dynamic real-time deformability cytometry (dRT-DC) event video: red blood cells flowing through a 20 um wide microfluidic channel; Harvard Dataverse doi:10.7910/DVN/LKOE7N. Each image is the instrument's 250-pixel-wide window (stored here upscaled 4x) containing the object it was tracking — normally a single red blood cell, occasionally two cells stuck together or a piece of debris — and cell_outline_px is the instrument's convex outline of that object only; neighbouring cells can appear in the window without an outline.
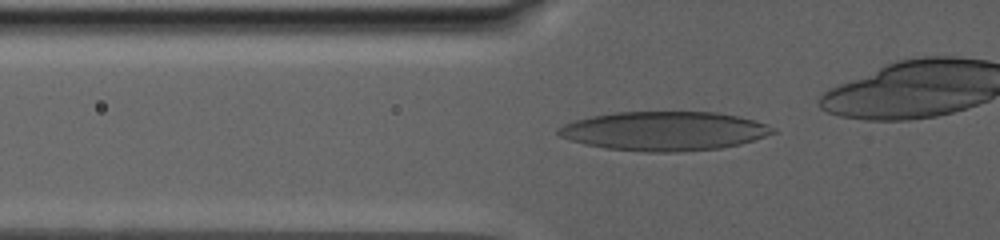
{"species": "human", "species_latin": "Homo sapiens", "temperature_condition": "warm", "stored_images_in_passage": 60, "camera_frame_rate_fps": 3000, "um_per_image_px": 0.085, "donor": {"sex": "male"}, "frame": {"image": 1, "passage_image": 24, "time_ms": 12.0, "image_size_px": [1000, 240], "cell_outline_px": [[776, 132], [740, 144], [720, 148], [676, 152], [648, 152], [604, 148], [584, 144], [560, 136], [556, 132], [556, 128], [564, 124], [576, 120], [592, 116], [616, 112], [716, 112], [736, 116], [752, 120], [776, 128]], "centroid_in_image_um": [56.42, 11.14], "position_along_channel_um": 69.4, "area_um2": 48.55}}
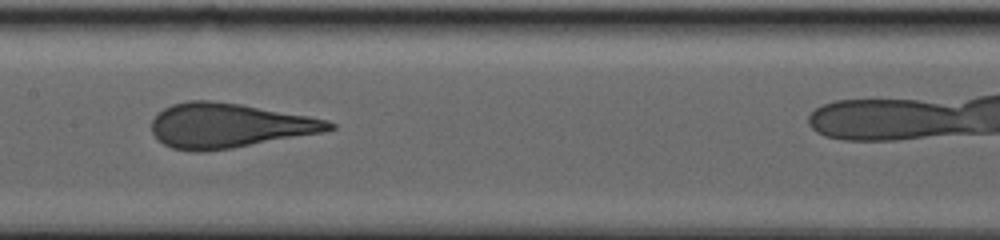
{"frame": {"image": 2, "passage_image": 41, "time_ms": 17.333, "image_size_px": [1000, 240], "cell_outline_px": [[336, 128], [324, 132], [232, 148], [204, 152], [192, 152], [172, 148], [164, 144], [152, 132], [152, 120], [164, 108], [172, 104], [188, 100], [212, 100], [240, 104], [308, 116], [328, 120], [336, 124]], "centroid_in_image_um": [19.46, 10.67], "position_along_channel_um": 187.9, "area_um2": 46.01}}
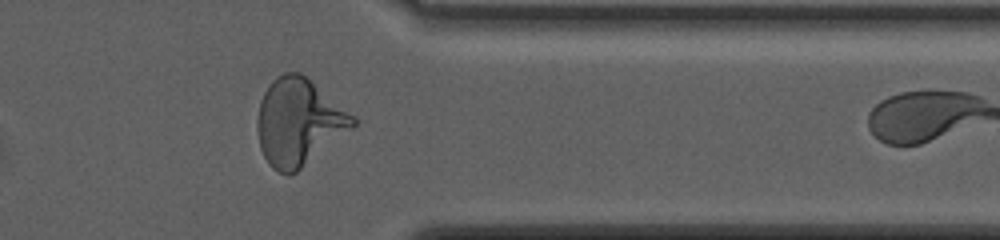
{"frame": {"image": 3, "passage_image": 57, "time_ms": 26.0, "image_size_px": [1000, 240], "cell_outline_px": [[356, 124], [352, 128], [296, 172], [288, 176], [272, 168], [268, 164], [260, 148], [256, 128], [256, 120], [260, 100], [268, 84], [276, 76], [284, 72], [300, 72], [356, 116]], "centroid_in_image_um": [25.36, 10.37], "position_along_channel_um": 386.0, "area_um2": 48.32}}